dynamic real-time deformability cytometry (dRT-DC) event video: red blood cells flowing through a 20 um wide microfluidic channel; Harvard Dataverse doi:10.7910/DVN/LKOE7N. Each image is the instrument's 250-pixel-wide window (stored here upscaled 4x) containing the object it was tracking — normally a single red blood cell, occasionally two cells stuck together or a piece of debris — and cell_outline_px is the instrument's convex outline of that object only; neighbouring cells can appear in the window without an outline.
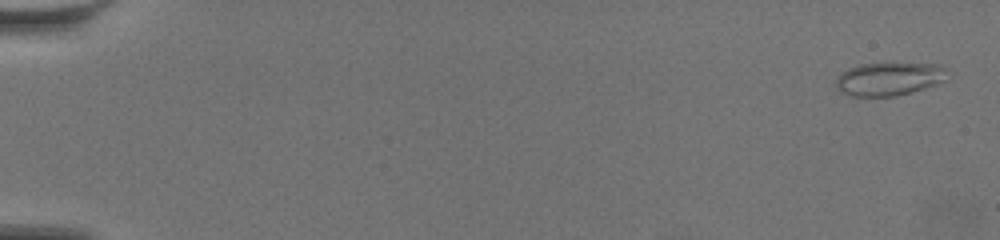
{"species": "common noctule bat (a hibernating species)", "species_latin": "Nyctalus noctula", "temperature_condition": "warm", "stored_images_in_passage": 44, "camera_frame_rate_fps": 3000, "um_per_image_px": 0.085, "animal": {"sex": "female", "body_mass_g": 19.5, "forearm_length_mm": 54.1}, "frame": {"image": 1, "passage_image": 1, "time_ms": 0.0, "image_size_px": [1000, 240], "cell_outline_px": [[948, 80], [912, 92], [896, 96], [848, 96], [840, 92], [836, 88], [836, 80], [848, 68], [860, 64], [940, 64], [944, 68]], "centroid_in_image_um": [75.57, 6.72], "position_along_channel_um": 9.4, "area_um2": 21.39}}
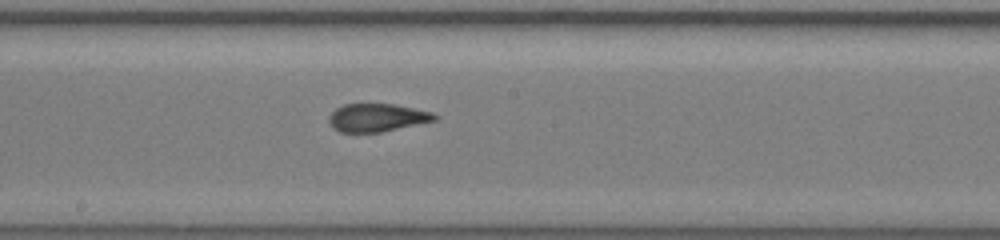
{"frame": {"image": 2, "passage_image": 20, "time_ms": 6.333, "image_size_px": [1000, 240], "cell_outline_px": [[440, 116], [436, 120], [380, 132], [340, 132], [332, 128], [328, 120], [332, 112], [336, 108], [344, 104], [396, 104], [432, 112]], "centroid_in_image_um": [32.05, 9.99], "position_along_channel_um": 216.1, "area_um2": 17.22}}
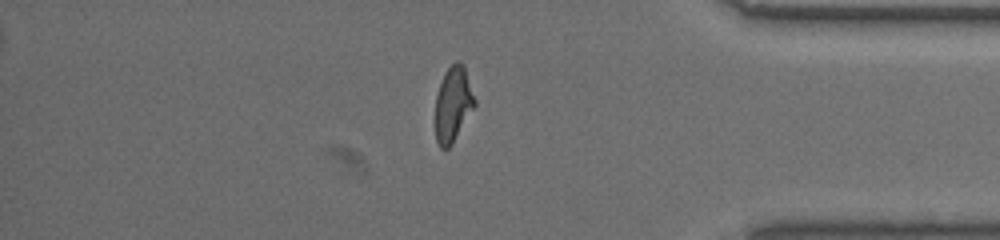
{"frame": {"image": 3, "passage_image": 37, "time_ms": 12.0, "image_size_px": [1000, 240], "cell_outline_px": [[476, 104], [452, 144], [448, 148], [440, 148], [436, 140], [436, 96], [444, 72], [456, 60], [460, 60], [464, 64], [476, 100]], "centroid_in_image_um": [38.52, 8.82], "position_along_channel_um": 396.7, "area_um2": 17.22}, "authors_computed_cell_mechanics": {"area_um2": 17.6868, "velocity_mm_per_s": 3.5451, "shape_relaxation_time_tau1_ms": 3.6661, "shape_relaxation_time_tau2_ms": 0.7973, "deformation_change_tau1": 0.1683, "deformation_change_tau2": 0.0821}}